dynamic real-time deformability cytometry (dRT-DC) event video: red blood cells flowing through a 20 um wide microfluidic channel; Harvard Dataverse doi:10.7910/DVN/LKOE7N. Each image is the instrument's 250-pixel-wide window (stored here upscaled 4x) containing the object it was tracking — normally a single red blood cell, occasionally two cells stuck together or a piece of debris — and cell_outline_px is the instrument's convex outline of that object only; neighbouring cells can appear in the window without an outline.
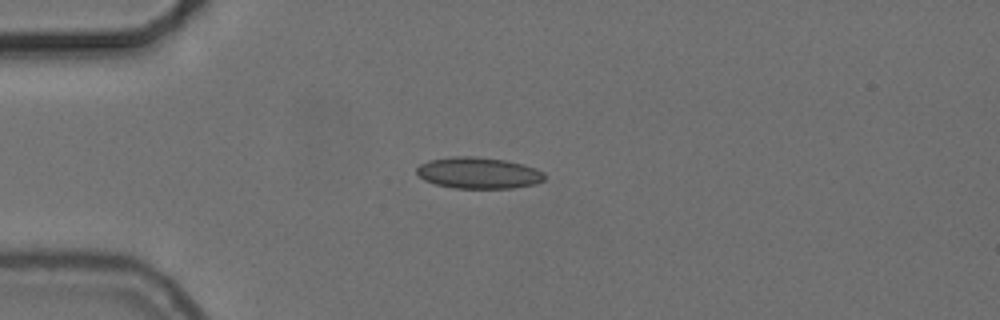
{"species": "common noctule bat (a hibernating species)", "species_latin": "Nyctalus noctula", "temperature_condition": "cold", "stored_images_in_passage": 42, "camera_frame_rate_fps": 3000, "um_per_image_px": 0.085, "animal": {"sex": "female", "body_mass_g": 24.6, "forearm_length_mm": 56.2}, "frame": {"image": 1, "passage_image": 1, "time_ms": 0.0, "image_size_px": [1000, 320], "cell_outline_px": [[544, 180], [536, 184], [512, 188], [456, 188], [436, 184], [424, 180], [416, 172], [416, 168], [420, 164], [428, 160], [452, 156], [476, 156], [508, 160], [524, 164], [536, 168], [544, 172]], "centroid_in_image_um": [40.69, 14.68], "position_along_channel_um": 44.3, "area_um2": 23.58}}
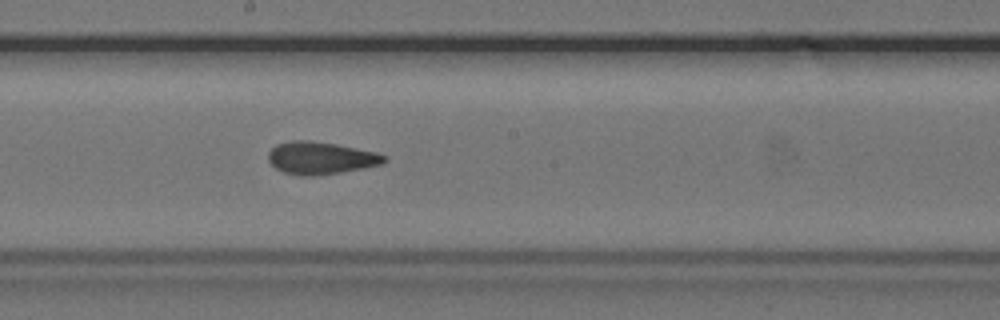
{"frame": {"image": 2, "passage_image": 17, "time_ms": 5.333, "image_size_px": [1000, 320], "cell_outline_px": [[388, 160], [384, 164], [364, 168], [340, 172], [312, 176], [300, 176], [284, 172], [276, 168], [268, 160], [268, 152], [276, 144], [292, 140], [308, 140], [336, 144], [376, 152], [388, 156]], "centroid_in_image_um": [27.28, 13.43], "position_along_channel_um": 220.9, "area_um2": 22.02}}
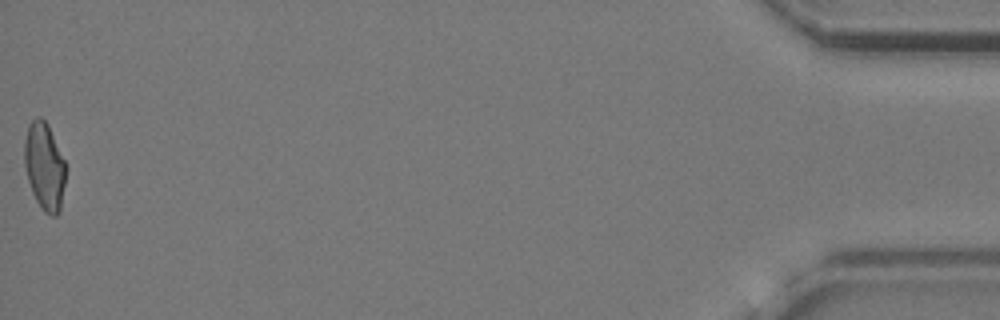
{"frame": {"image": 3, "passage_image": 42, "time_ms": 13.667, "image_size_px": [1000, 320], "cell_outline_px": [[64, 184], [60, 212], [56, 216], [52, 216], [44, 212], [36, 200], [32, 192], [28, 180], [24, 164], [24, 140], [28, 124], [36, 116], [40, 116], [48, 124], [64, 160]], "centroid_in_image_um": [3.75, 14.12], "position_along_channel_um": 431.4, "area_um2": 20.98}, "authors_computed_cell_mechanics": {"area_um2": 21.4727, "velocity_mm_per_s": 3.7215, "shape_relaxation_time_tau1_ms": 11.3126, "shape_relaxation_time_tau2_ms": 2.6021, "deformation_change_tau1": 0.2171, "deformation_change_tau2": 0.0791}}